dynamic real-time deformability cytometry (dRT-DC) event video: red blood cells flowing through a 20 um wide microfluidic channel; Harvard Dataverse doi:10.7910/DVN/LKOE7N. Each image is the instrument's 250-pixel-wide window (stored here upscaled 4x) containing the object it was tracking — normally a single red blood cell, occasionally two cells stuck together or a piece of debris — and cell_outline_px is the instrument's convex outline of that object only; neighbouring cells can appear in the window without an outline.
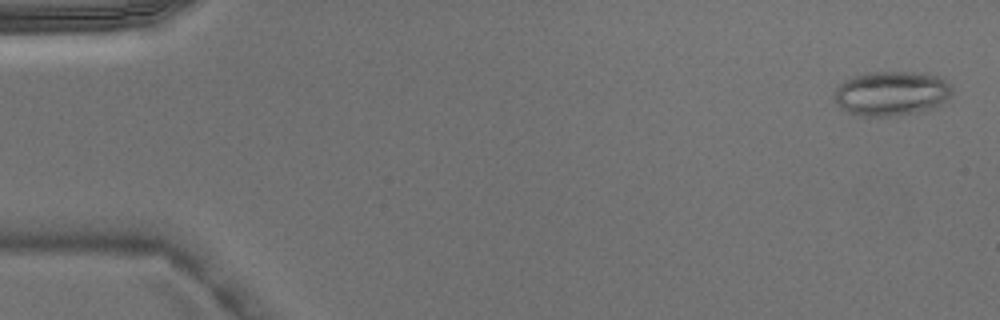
{"species": "Egyptian fruit bat (a non-hibernating species)", "species_latin": "Rousettus aegyptiacus", "temperature_condition": "warm", "stored_images_in_passage": 4, "camera_frame_rate_fps": 3000, "um_per_image_px": 0.085, "animal": {"sex": "male"}, "frame": {"image": 1, "passage_image": 1, "time_ms": 0.0, "image_size_px": [1000, 320], "cell_outline_px": [[952, 96], [940, 104], [924, 112], [896, 116], [860, 116], [848, 112], [840, 108], [836, 104], [836, 88], [844, 80], [852, 76], [868, 72], [928, 72], [944, 80], [952, 88]], "centroid_in_image_um": [75.79, 7.94], "position_along_channel_um": 9.2, "area_um2": 30.92}}